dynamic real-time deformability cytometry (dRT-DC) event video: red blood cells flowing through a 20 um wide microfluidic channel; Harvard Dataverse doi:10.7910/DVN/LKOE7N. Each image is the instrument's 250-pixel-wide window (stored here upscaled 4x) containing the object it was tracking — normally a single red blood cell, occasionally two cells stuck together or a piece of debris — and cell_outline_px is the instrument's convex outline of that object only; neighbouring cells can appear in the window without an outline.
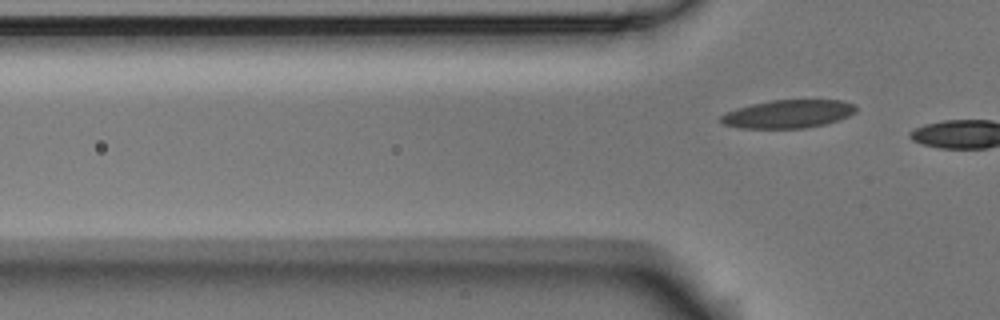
{"species": "Egyptian fruit bat (a non-hibernating species)", "species_latin": "Rousettus aegyptiacus", "temperature_condition": "room temperature", "stored_images_in_passage": 7, "segment_of_instrument_passage": [2, 2], "camera_frame_rate_fps": 3000, "um_per_image_px": 0.085, "animal": {"sex": "male"}, "frame": {"image": 1, "passage_image": 7, "time_ms": 2.0, "image_size_px": [1000, 320], "cell_outline_px": [[856, 112], [848, 116], [824, 124], [804, 128], [740, 128], [724, 124], [720, 120], [720, 116], [736, 108], [752, 104], [772, 100], [844, 100], [856, 104]], "centroid_in_image_um": [67.01, 9.68], "position_along_channel_um": 58.8, "area_um2": 22.08}}